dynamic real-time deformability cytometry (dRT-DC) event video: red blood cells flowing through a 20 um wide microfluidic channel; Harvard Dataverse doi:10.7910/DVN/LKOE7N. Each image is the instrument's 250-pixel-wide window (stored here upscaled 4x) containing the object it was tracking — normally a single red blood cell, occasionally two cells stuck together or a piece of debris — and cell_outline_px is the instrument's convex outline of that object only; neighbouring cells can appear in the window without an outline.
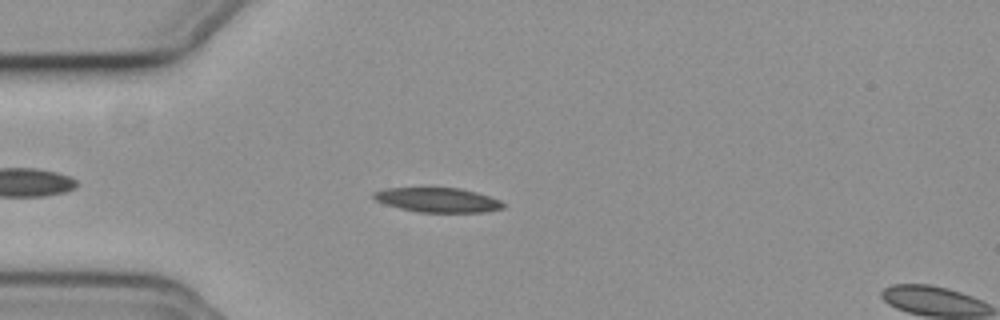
{"species": "common noctule bat (a hibernating species)", "species_latin": "Nyctalus noctula", "temperature_condition": "cold", "stored_images_in_passage": 45, "camera_frame_rate_fps": 3000, "um_per_image_px": 0.085, "animal": {"sex": "female", "body_mass_g": 19.3, "forearm_length_mm": 54.1}, "frame": {"image": 1, "passage_image": 8, "time_ms": 2.333, "image_size_px": [1000, 320], "cell_outline_px": [[504, 208], [488, 212], [420, 212], [400, 208], [384, 204], [376, 200], [372, 196], [372, 192], [384, 188], [460, 188], [476, 192], [500, 200], [504, 204]], "centroid_in_image_um": [37.19, 17.0], "position_along_channel_um": 47.8, "area_um2": 18.5}}
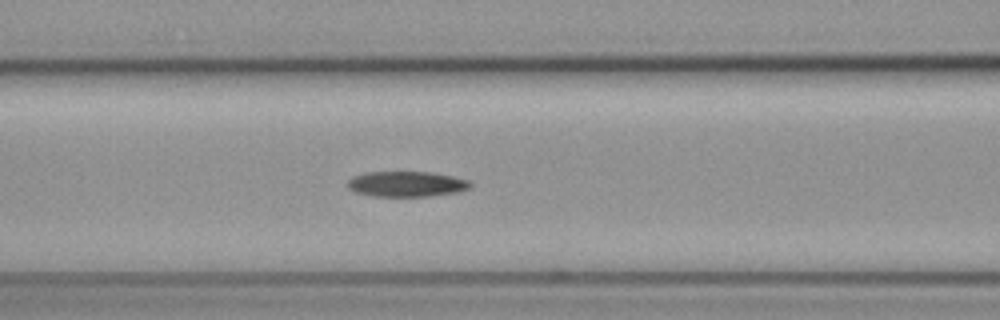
{"frame": {"image": 2, "passage_image": 16, "time_ms": 5.0, "image_size_px": [1000, 320], "cell_outline_px": [[472, 188], [460, 192], [432, 196], [372, 196], [356, 192], [348, 188], [348, 180], [352, 176], [364, 172], [432, 172], [472, 180]], "centroid_in_image_um": [34.62, 15.64], "position_along_channel_um": 132.0, "area_um2": 18.5}}
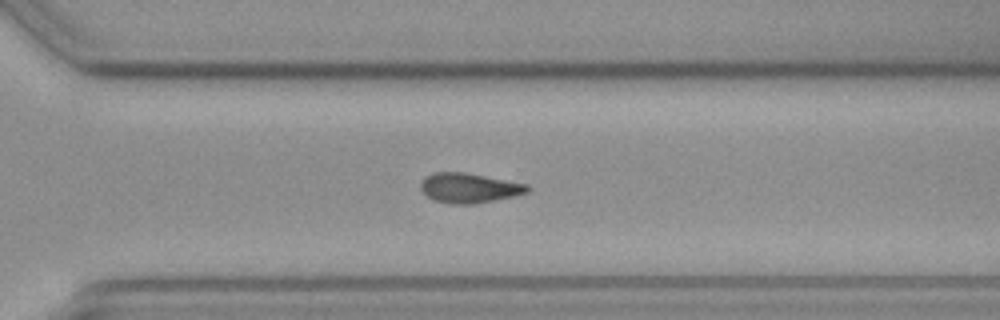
{"frame": {"image": 3, "passage_image": 32, "time_ms": 10.333, "image_size_px": [1000, 320], "cell_outline_px": [[532, 188], [528, 192], [516, 196], [476, 204], [448, 204], [432, 200], [420, 188], [420, 184], [424, 176], [432, 172], [464, 172], [528, 184]], "centroid_in_image_um": [39.88, 15.98], "position_along_channel_um": 330.7, "area_um2": 18.84}, "authors_computed_cell_mechanics": {"area_um2": 18.5538, "velocity_mm_per_s": 3.7332, "shape_relaxation_time_tau1_ms": 8.8985, "shape_relaxation_time_tau2_ms": 5.2567, "deformation_change_tau1": 0.2076, "deformation_change_tau2": 0.1259}}